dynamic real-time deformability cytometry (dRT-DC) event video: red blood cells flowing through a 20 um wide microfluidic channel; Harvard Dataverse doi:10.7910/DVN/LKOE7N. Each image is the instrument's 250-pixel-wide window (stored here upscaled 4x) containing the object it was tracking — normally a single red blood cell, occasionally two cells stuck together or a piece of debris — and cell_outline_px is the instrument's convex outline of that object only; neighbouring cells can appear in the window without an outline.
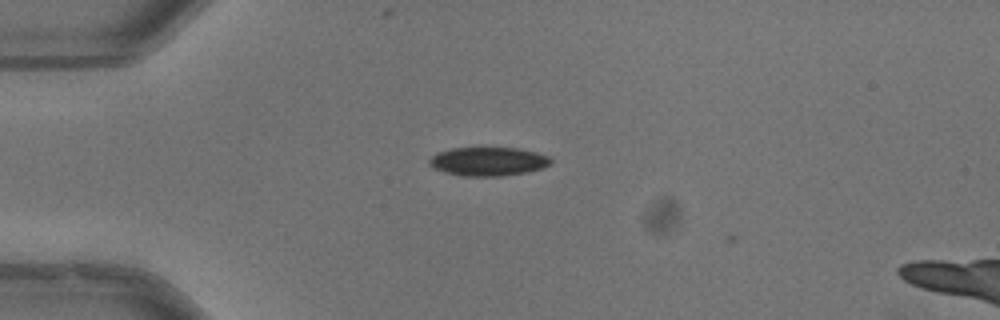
{"species": "common noctule bat (a hibernating species)", "species_latin": "Nyctalus noctula", "temperature_condition": "warm", "stored_images_in_passage": 5, "camera_frame_rate_fps": 3000, "um_per_image_px": 0.085, "animal": {"sex": "male", "body_mass_g": 13.3}, "frame": {"image": 1, "passage_image": 2, "time_ms": 0.333, "image_size_px": [1000, 320], "cell_outline_px": [[552, 164], [544, 168], [528, 172], [500, 176], [460, 176], [444, 172], [432, 168], [428, 164], [428, 160], [436, 152], [452, 148], [520, 148], [536, 152], [548, 156], [552, 160]], "centroid_in_image_um": [41.49, 13.73], "position_along_channel_um": 43.5, "area_um2": 20.63}}